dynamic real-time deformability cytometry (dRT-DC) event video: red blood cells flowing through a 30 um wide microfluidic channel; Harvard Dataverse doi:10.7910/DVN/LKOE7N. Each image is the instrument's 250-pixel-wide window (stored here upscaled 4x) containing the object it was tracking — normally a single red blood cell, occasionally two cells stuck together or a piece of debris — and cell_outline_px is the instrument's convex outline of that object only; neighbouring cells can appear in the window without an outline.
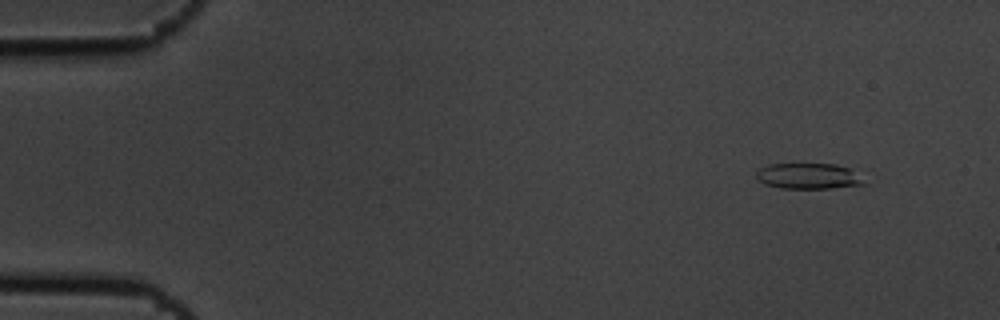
{"species": "common noctule bat (a hibernating species)", "species_latin": "Nyctalus noctula", "temperature_condition": "cold", "stored_images_in_passage": 4, "camera_frame_rate_fps": 3000, "um_per_image_px": 0.085, "animal": {"sex": "male", "body_mass_g": 19.5, "forearm_length_mm": 54.6}, "frame": {"image": 1, "passage_image": 1, "time_ms": 0.0, "image_size_px": [1000, 320], "cell_outline_px": [[868, 184], [832, 188], [780, 188], [764, 184], [756, 180], [756, 172], [760, 168], [768, 164], [836, 164], [848, 168]], "centroid_in_image_um": [68.66, 14.97], "position_along_channel_um": 16.3, "area_um2": 16.13}}